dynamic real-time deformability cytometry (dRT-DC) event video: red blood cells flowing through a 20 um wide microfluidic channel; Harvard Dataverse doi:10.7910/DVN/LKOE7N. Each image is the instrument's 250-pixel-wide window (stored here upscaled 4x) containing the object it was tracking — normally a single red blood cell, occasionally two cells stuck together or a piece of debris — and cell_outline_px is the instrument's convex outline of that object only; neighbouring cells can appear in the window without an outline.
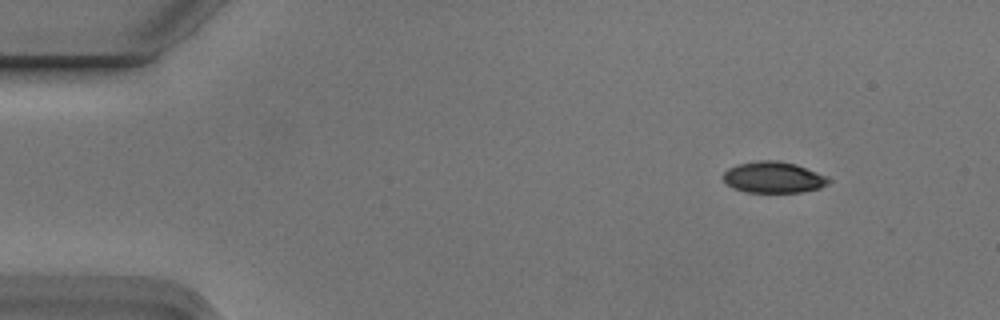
{"species": "Egyptian fruit bat (a non-hibernating species)", "species_latin": "Rousettus aegyptiacus", "temperature_condition": "cold", "stored_images_in_passage": 8, "camera_frame_rate_fps": 3000, "um_per_image_px": 0.085, "animal": {"sex": "male"}, "frame": {"image": 1, "passage_image": 1, "time_ms": 0.0, "image_size_px": [1000, 320], "cell_outline_px": [[832, 180], [828, 184], [820, 188], [800, 192], [744, 192], [728, 184], [724, 180], [724, 172], [728, 168], [736, 164], [756, 160], [776, 160], [796, 164], [828, 176]], "centroid_in_image_um": [65.77, 15.06], "position_along_channel_um": 19.2, "area_um2": 19.25}}
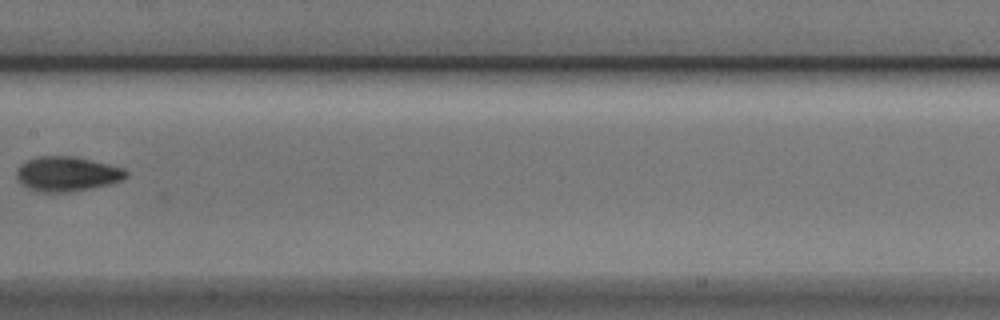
{"frame": {"image": 2, "passage_image": 7, "time_ms": 2.0, "image_size_px": [1000, 320], "cell_outline_px": [[128, 176], [124, 180], [108, 184], [68, 192], [36, 192], [20, 184], [16, 176], [16, 172], [20, 164], [28, 160], [40, 156], [76, 156], [124, 168], [128, 172]], "centroid_in_image_um": [5.69, 14.78], "position_along_channel_um": 201.7, "area_um2": 22.25}}
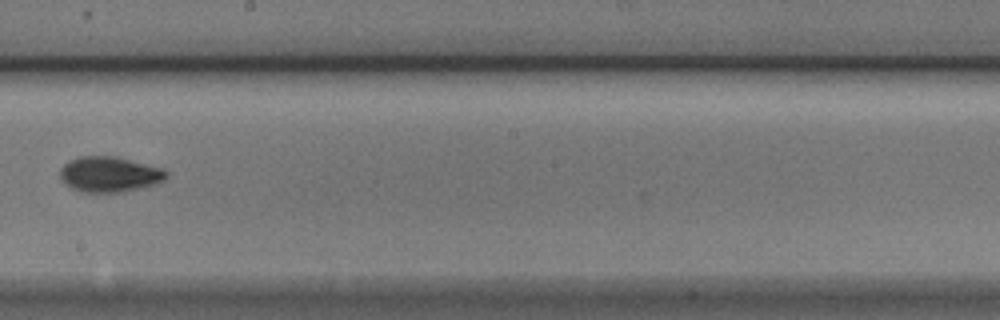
{"frame": {"image": 3, "passage_image": 8, "time_ms": 2.333, "image_size_px": [1000, 320], "cell_outline_px": [[168, 176], [164, 180], [156, 184], [140, 188], [120, 192], [80, 192], [72, 188], [60, 176], [60, 168], [64, 164], [80, 156], [116, 156], [164, 168], [168, 172]], "centroid_in_image_um": [9.35, 14.81], "position_along_channel_um": 238.8, "area_um2": 21.91}}